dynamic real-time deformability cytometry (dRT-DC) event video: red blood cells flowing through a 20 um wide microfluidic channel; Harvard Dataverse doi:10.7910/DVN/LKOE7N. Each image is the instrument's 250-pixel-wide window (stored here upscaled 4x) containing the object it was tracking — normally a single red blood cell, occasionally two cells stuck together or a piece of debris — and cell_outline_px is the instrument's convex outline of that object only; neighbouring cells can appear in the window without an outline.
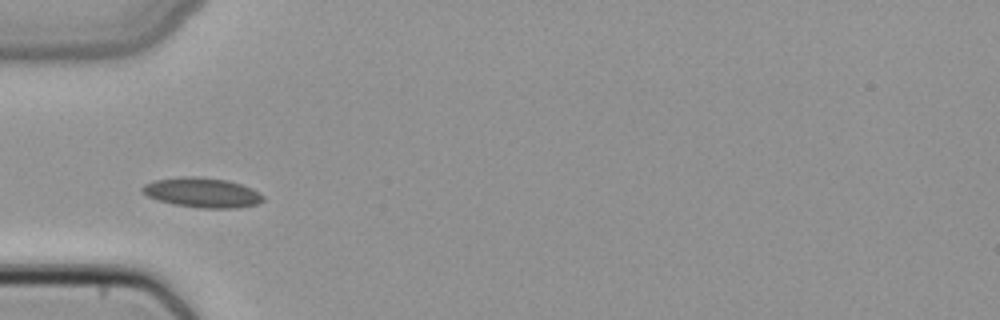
{"species": "common noctule bat (a hibernating species)", "species_latin": "Nyctalus noctula", "temperature_condition": "cold", "stored_images_in_passage": 34, "camera_frame_rate_fps": 3000, "um_per_image_px": 0.085, "animal": {"sex": "female", "body_mass_g": 22.7, "forearm_length_mm": 54.2}, "frame": {"image": 1, "passage_image": 1, "time_ms": 0.0, "image_size_px": [1000, 320], "cell_outline_px": [[264, 200], [256, 204], [236, 208], [200, 208], [172, 204], [148, 196], [140, 192], [140, 188], [144, 184], [156, 180], [180, 176], [196, 176], [228, 180], [240, 184], [264, 196]], "centroid_in_image_um": [17.13, 16.37], "position_along_channel_um": 67.9, "area_um2": 20.87}}
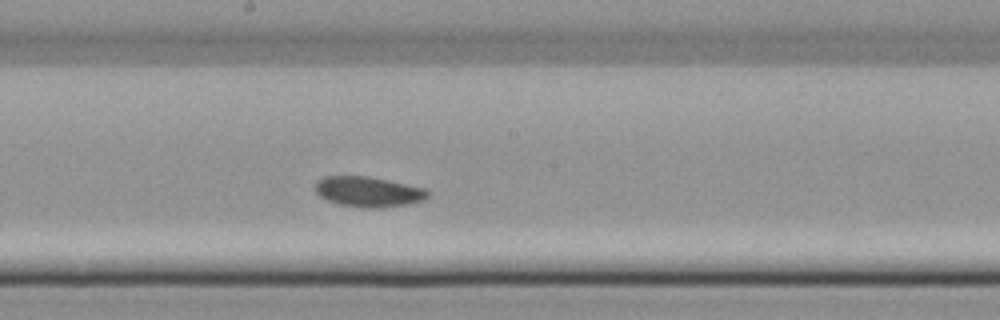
{"frame": {"image": 2, "passage_image": 12, "time_ms": 3.667, "image_size_px": [1000, 320], "cell_outline_px": [[432, 192], [424, 200], [408, 204], [380, 208], [360, 208], [340, 204], [328, 200], [320, 196], [316, 192], [316, 180], [324, 176], [368, 176], [388, 180], [424, 188]], "centroid_in_image_um": [31.33, 16.3], "position_along_channel_um": 216.9, "area_um2": 19.94}}
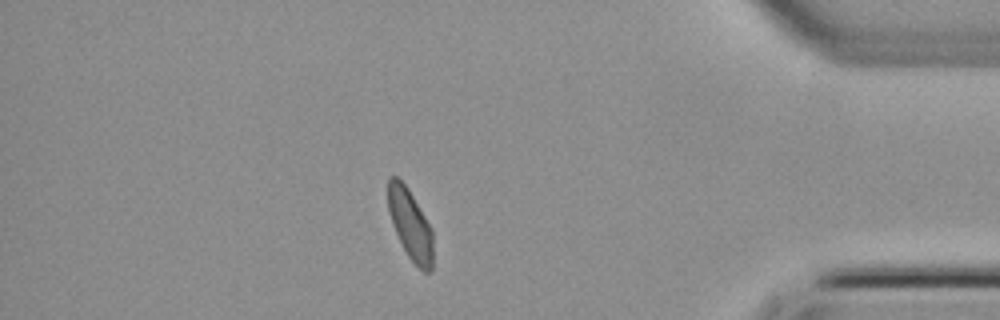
{"frame": {"image": 3, "passage_image": 28, "time_ms": 9.0, "image_size_px": [1000, 320], "cell_outline_px": [[432, 272], [424, 272], [408, 256], [392, 224], [388, 208], [388, 176], [396, 176], [408, 188], [432, 228]], "centroid_in_image_um": [34.87, 19.06], "position_along_channel_um": 400.3, "area_um2": 18.21}}